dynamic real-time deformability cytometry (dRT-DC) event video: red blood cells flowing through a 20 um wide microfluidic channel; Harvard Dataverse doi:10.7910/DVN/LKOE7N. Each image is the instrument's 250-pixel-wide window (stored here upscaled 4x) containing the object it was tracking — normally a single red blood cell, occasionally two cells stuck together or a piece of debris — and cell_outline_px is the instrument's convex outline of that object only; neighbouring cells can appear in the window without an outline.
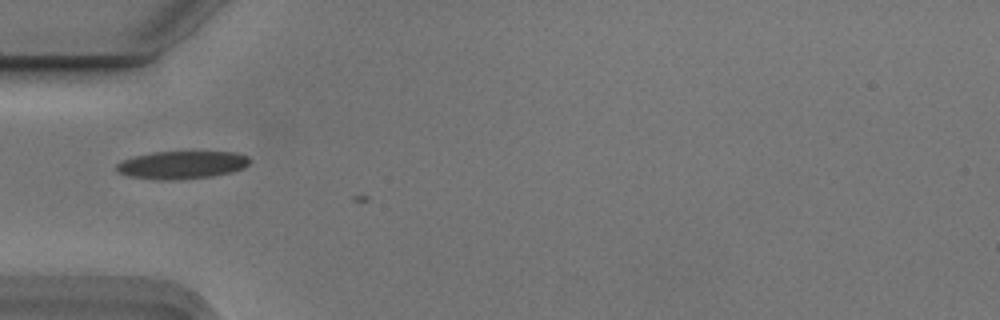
{"species": "Egyptian fruit bat (a non-hibernating species)", "species_latin": "Rousettus aegyptiacus", "temperature_condition": "cold", "stored_images_in_passage": 2, "camera_frame_rate_fps": 3000, "um_per_image_px": 0.085, "animal": {"sex": "male"}, "frame": {"image": 1, "passage_image": 1, "time_ms": 0.0, "image_size_px": [1000, 320], "cell_outline_px": [[252, 160], [244, 168], [232, 172], [212, 176], [180, 180], [156, 180], [128, 176], [116, 172], [116, 164], [124, 160], [136, 156], [152, 152], [236, 152], [248, 156]], "centroid_in_image_um": [15.47, 14.03], "position_along_channel_um": 69.5, "area_um2": 21.79}}